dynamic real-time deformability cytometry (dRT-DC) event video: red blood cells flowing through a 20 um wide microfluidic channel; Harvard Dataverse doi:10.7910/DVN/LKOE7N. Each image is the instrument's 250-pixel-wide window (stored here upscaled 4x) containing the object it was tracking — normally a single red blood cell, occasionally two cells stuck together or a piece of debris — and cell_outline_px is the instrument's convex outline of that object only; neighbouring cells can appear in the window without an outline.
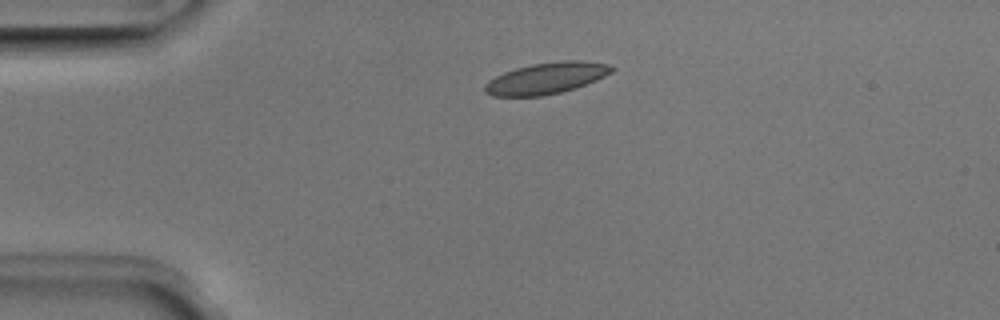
{"species": "Egyptian fruit bat (a non-hibernating species)", "species_latin": "Rousettus aegyptiacus", "temperature_condition": "room temperature", "stored_images_in_passage": 3, "camera_frame_rate_fps": 3000, "um_per_image_px": 0.085, "animal": {"sex": "male"}, "frame": {"image": 1, "passage_image": 2, "time_ms": 0.333, "image_size_px": [1000, 320], "cell_outline_px": [[616, 68], [612, 72], [596, 80], [576, 88], [544, 96], [492, 96], [484, 92], [484, 84], [488, 80], [504, 72], [516, 68], [532, 64], [560, 60], [580, 60], [608, 64]], "centroid_in_image_um": [46.43, 6.65], "position_along_channel_um": 38.6, "area_um2": 23.29}}